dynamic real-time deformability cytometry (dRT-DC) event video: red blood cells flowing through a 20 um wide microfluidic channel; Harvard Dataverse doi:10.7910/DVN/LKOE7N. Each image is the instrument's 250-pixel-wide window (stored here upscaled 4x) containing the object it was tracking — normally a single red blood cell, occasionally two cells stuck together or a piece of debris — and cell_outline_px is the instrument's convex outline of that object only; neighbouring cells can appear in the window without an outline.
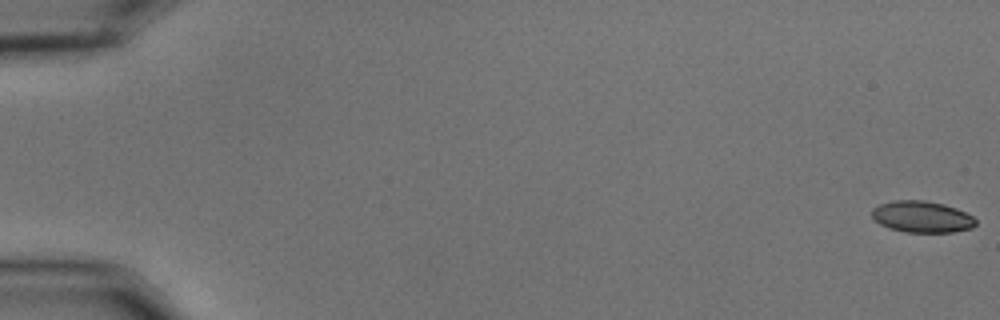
{"species": "common noctule bat (a hibernating species)", "species_latin": "Nyctalus noctula", "temperature_condition": "cold", "stored_images_in_passage": 57, "camera_frame_rate_fps": 3000, "um_per_image_px": 0.085, "animal": {"sex": "male", "body_mass_g": 15.6}, "frame": {"image": 1, "passage_image": 1, "time_ms": 0.0, "image_size_px": [1000, 320], "cell_outline_px": [[976, 224], [972, 228], [952, 232], [908, 232], [888, 228], [880, 224], [872, 216], [872, 208], [880, 204], [892, 200], [924, 200], [944, 204], [956, 208], [972, 216], [976, 220]], "centroid_in_image_um": [78.36, 18.42], "position_along_channel_um": 6.6, "area_um2": 19.02}}
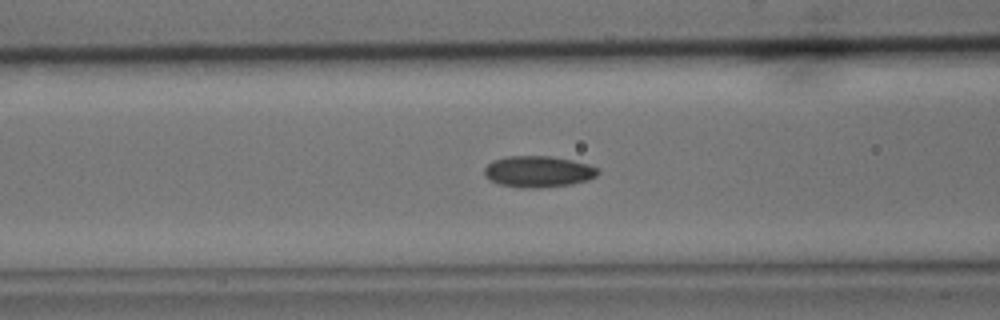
{"frame": {"image": 2, "passage_image": 24, "time_ms": 7.667, "image_size_px": [1000, 320], "cell_outline_px": [[600, 172], [596, 176], [588, 180], [572, 184], [540, 188], [524, 188], [500, 184], [484, 176], [484, 168], [492, 160], [508, 156], [552, 156], [572, 160], [588, 164], [596, 168]], "centroid_in_image_um": [45.75, 14.58], "position_along_channel_um": 120.9, "area_um2": 20.75}}
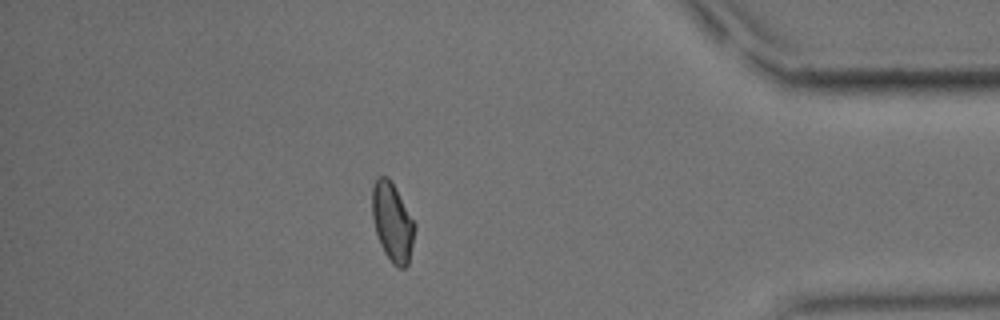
{"frame": {"image": 3, "passage_image": 50, "time_ms": 16.333, "image_size_px": [1000, 320], "cell_outline_px": [[416, 228], [408, 264], [404, 268], [400, 268], [392, 264], [384, 252], [380, 244], [376, 232], [372, 216], [372, 188], [376, 180], [380, 176], [388, 176], [416, 224]], "centroid_in_image_um": [33.36, 18.9], "position_along_channel_um": 401.8, "area_um2": 19.36}}